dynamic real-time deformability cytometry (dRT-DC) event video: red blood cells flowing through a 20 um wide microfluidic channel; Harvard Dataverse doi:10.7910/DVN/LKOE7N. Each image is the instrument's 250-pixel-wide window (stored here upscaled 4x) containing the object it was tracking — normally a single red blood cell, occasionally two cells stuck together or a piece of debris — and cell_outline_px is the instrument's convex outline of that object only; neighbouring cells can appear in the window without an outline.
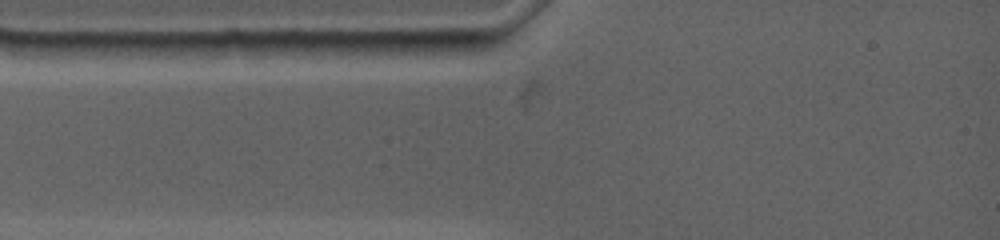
{"species": "common noctule bat (a hibernating species)", "species_latin": "Nyctalus noctula", "temperature_condition": "warm", "stored_images_in_passage": 3, "segment_of_instrument_passage": [1, 2], "camera_frame_rate_fps": 4500, "um_per_image_px": 0.085, "animal": {"sex": "female", "body_mass_g": 19.0, "forearm_length_mm": 53.3}, "frame": {"image": 1, "passage_image": 1, "time_ms": 0.0, "image_size_px": [1000, 240], "cell_outline_px": [[188, 44], [180, 60], [48, 60], [32, 40], [92, 40]], "centroid_in_image_um": [9.29, 4.28], "position_along_channel_um": 75.7, "area_um2": 19.54}}